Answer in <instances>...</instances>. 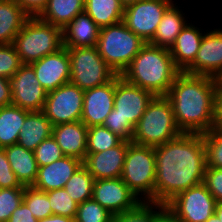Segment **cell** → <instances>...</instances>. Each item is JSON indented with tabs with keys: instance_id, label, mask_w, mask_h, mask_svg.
<instances>
[{
	"instance_id": "cell-1",
	"label": "cell",
	"mask_w": 222,
	"mask_h": 222,
	"mask_svg": "<svg viewBox=\"0 0 222 222\" xmlns=\"http://www.w3.org/2000/svg\"><path fill=\"white\" fill-rule=\"evenodd\" d=\"M154 202L166 205L177 194L204 181L206 150L203 134L182 133L154 147Z\"/></svg>"
},
{
	"instance_id": "cell-2",
	"label": "cell",
	"mask_w": 222,
	"mask_h": 222,
	"mask_svg": "<svg viewBox=\"0 0 222 222\" xmlns=\"http://www.w3.org/2000/svg\"><path fill=\"white\" fill-rule=\"evenodd\" d=\"M217 83L214 77L180 72L168 94L182 133L204 134L214 127Z\"/></svg>"
},
{
	"instance_id": "cell-3",
	"label": "cell",
	"mask_w": 222,
	"mask_h": 222,
	"mask_svg": "<svg viewBox=\"0 0 222 222\" xmlns=\"http://www.w3.org/2000/svg\"><path fill=\"white\" fill-rule=\"evenodd\" d=\"M180 72L169 49L146 43L121 77L158 96L168 94Z\"/></svg>"
},
{
	"instance_id": "cell-4",
	"label": "cell",
	"mask_w": 222,
	"mask_h": 222,
	"mask_svg": "<svg viewBox=\"0 0 222 222\" xmlns=\"http://www.w3.org/2000/svg\"><path fill=\"white\" fill-rule=\"evenodd\" d=\"M180 134L170 99L166 95H158L154 96L136 124L132 142L155 147Z\"/></svg>"
},
{
	"instance_id": "cell-5",
	"label": "cell",
	"mask_w": 222,
	"mask_h": 222,
	"mask_svg": "<svg viewBox=\"0 0 222 222\" xmlns=\"http://www.w3.org/2000/svg\"><path fill=\"white\" fill-rule=\"evenodd\" d=\"M12 45L21 62L31 64L63 47L62 29L38 16H30L15 36Z\"/></svg>"
},
{
	"instance_id": "cell-6",
	"label": "cell",
	"mask_w": 222,
	"mask_h": 222,
	"mask_svg": "<svg viewBox=\"0 0 222 222\" xmlns=\"http://www.w3.org/2000/svg\"><path fill=\"white\" fill-rule=\"evenodd\" d=\"M145 44L121 21L100 28L96 47L114 73L122 75Z\"/></svg>"
},
{
	"instance_id": "cell-7",
	"label": "cell",
	"mask_w": 222,
	"mask_h": 222,
	"mask_svg": "<svg viewBox=\"0 0 222 222\" xmlns=\"http://www.w3.org/2000/svg\"><path fill=\"white\" fill-rule=\"evenodd\" d=\"M156 157L152 146L128 145L121 179L141 201L154 202Z\"/></svg>"
},
{
	"instance_id": "cell-8",
	"label": "cell",
	"mask_w": 222,
	"mask_h": 222,
	"mask_svg": "<svg viewBox=\"0 0 222 222\" xmlns=\"http://www.w3.org/2000/svg\"><path fill=\"white\" fill-rule=\"evenodd\" d=\"M70 57V83L82 90L110 82L116 74L94 47L67 48Z\"/></svg>"
},
{
	"instance_id": "cell-9",
	"label": "cell",
	"mask_w": 222,
	"mask_h": 222,
	"mask_svg": "<svg viewBox=\"0 0 222 222\" xmlns=\"http://www.w3.org/2000/svg\"><path fill=\"white\" fill-rule=\"evenodd\" d=\"M216 204L202 182L177 194L166 208L183 222H206L215 213Z\"/></svg>"
},
{
	"instance_id": "cell-10",
	"label": "cell",
	"mask_w": 222,
	"mask_h": 222,
	"mask_svg": "<svg viewBox=\"0 0 222 222\" xmlns=\"http://www.w3.org/2000/svg\"><path fill=\"white\" fill-rule=\"evenodd\" d=\"M84 90L67 83L48 92L43 113L53 126L81 121Z\"/></svg>"
},
{
	"instance_id": "cell-11",
	"label": "cell",
	"mask_w": 222,
	"mask_h": 222,
	"mask_svg": "<svg viewBox=\"0 0 222 222\" xmlns=\"http://www.w3.org/2000/svg\"><path fill=\"white\" fill-rule=\"evenodd\" d=\"M173 0H139L124 8L123 22L144 42L149 43L156 33L166 10Z\"/></svg>"
},
{
	"instance_id": "cell-12",
	"label": "cell",
	"mask_w": 222,
	"mask_h": 222,
	"mask_svg": "<svg viewBox=\"0 0 222 222\" xmlns=\"http://www.w3.org/2000/svg\"><path fill=\"white\" fill-rule=\"evenodd\" d=\"M12 105L27 111H42L48 92L40 85L30 64H23L9 79Z\"/></svg>"
},
{
	"instance_id": "cell-13",
	"label": "cell",
	"mask_w": 222,
	"mask_h": 222,
	"mask_svg": "<svg viewBox=\"0 0 222 222\" xmlns=\"http://www.w3.org/2000/svg\"><path fill=\"white\" fill-rule=\"evenodd\" d=\"M92 199L114 216L131 210L142 202L121 178L95 180Z\"/></svg>"
},
{
	"instance_id": "cell-14",
	"label": "cell",
	"mask_w": 222,
	"mask_h": 222,
	"mask_svg": "<svg viewBox=\"0 0 222 222\" xmlns=\"http://www.w3.org/2000/svg\"><path fill=\"white\" fill-rule=\"evenodd\" d=\"M154 96L152 92L130 84L121 75H116L114 109L116 114L128 120L134 127Z\"/></svg>"
},
{
	"instance_id": "cell-15",
	"label": "cell",
	"mask_w": 222,
	"mask_h": 222,
	"mask_svg": "<svg viewBox=\"0 0 222 222\" xmlns=\"http://www.w3.org/2000/svg\"><path fill=\"white\" fill-rule=\"evenodd\" d=\"M40 85L51 92L70 82V57L66 47L30 64Z\"/></svg>"
},
{
	"instance_id": "cell-16",
	"label": "cell",
	"mask_w": 222,
	"mask_h": 222,
	"mask_svg": "<svg viewBox=\"0 0 222 222\" xmlns=\"http://www.w3.org/2000/svg\"><path fill=\"white\" fill-rule=\"evenodd\" d=\"M216 78L222 72V29L206 30L195 61L184 71Z\"/></svg>"
},
{
	"instance_id": "cell-17",
	"label": "cell",
	"mask_w": 222,
	"mask_h": 222,
	"mask_svg": "<svg viewBox=\"0 0 222 222\" xmlns=\"http://www.w3.org/2000/svg\"><path fill=\"white\" fill-rule=\"evenodd\" d=\"M116 76L108 83L84 90L81 121L89 128L103 125L114 108Z\"/></svg>"
},
{
	"instance_id": "cell-18",
	"label": "cell",
	"mask_w": 222,
	"mask_h": 222,
	"mask_svg": "<svg viewBox=\"0 0 222 222\" xmlns=\"http://www.w3.org/2000/svg\"><path fill=\"white\" fill-rule=\"evenodd\" d=\"M129 141L99 153H86L83 165L95 180L121 178Z\"/></svg>"
},
{
	"instance_id": "cell-19",
	"label": "cell",
	"mask_w": 222,
	"mask_h": 222,
	"mask_svg": "<svg viewBox=\"0 0 222 222\" xmlns=\"http://www.w3.org/2000/svg\"><path fill=\"white\" fill-rule=\"evenodd\" d=\"M82 164L83 161L77 158L64 156L49 165L40 166L33 187L44 192L64 188Z\"/></svg>"
},
{
	"instance_id": "cell-20",
	"label": "cell",
	"mask_w": 222,
	"mask_h": 222,
	"mask_svg": "<svg viewBox=\"0 0 222 222\" xmlns=\"http://www.w3.org/2000/svg\"><path fill=\"white\" fill-rule=\"evenodd\" d=\"M87 129L82 121L53 126L52 136L65 156L84 161L87 151Z\"/></svg>"
},
{
	"instance_id": "cell-21",
	"label": "cell",
	"mask_w": 222,
	"mask_h": 222,
	"mask_svg": "<svg viewBox=\"0 0 222 222\" xmlns=\"http://www.w3.org/2000/svg\"><path fill=\"white\" fill-rule=\"evenodd\" d=\"M202 31L192 23H187L176 38L170 53L175 66L184 72L194 61L204 36Z\"/></svg>"
},
{
	"instance_id": "cell-22",
	"label": "cell",
	"mask_w": 222,
	"mask_h": 222,
	"mask_svg": "<svg viewBox=\"0 0 222 222\" xmlns=\"http://www.w3.org/2000/svg\"><path fill=\"white\" fill-rule=\"evenodd\" d=\"M100 27L84 11L62 29L63 46L66 48L94 47L97 44Z\"/></svg>"
},
{
	"instance_id": "cell-23",
	"label": "cell",
	"mask_w": 222,
	"mask_h": 222,
	"mask_svg": "<svg viewBox=\"0 0 222 222\" xmlns=\"http://www.w3.org/2000/svg\"><path fill=\"white\" fill-rule=\"evenodd\" d=\"M11 169L22 186H33L38 174L34 151L13 144L4 148Z\"/></svg>"
},
{
	"instance_id": "cell-24",
	"label": "cell",
	"mask_w": 222,
	"mask_h": 222,
	"mask_svg": "<svg viewBox=\"0 0 222 222\" xmlns=\"http://www.w3.org/2000/svg\"><path fill=\"white\" fill-rule=\"evenodd\" d=\"M176 5L177 3H173L166 10L158 24L154 38L149 42L150 44L169 50L174 45L177 36L189 22L180 6Z\"/></svg>"
},
{
	"instance_id": "cell-25",
	"label": "cell",
	"mask_w": 222,
	"mask_h": 222,
	"mask_svg": "<svg viewBox=\"0 0 222 222\" xmlns=\"http://www.w3.org/2000/svg\"><path fill=\"white\" fill-rule=\"evenodd\" d=\"M52 130L53 125L43 111H31L21 127L18 144L34 151L42 141L52 136Z\"/></svg>"
},
{
	"instance_id": "cell-26",
	"label": "cell",
	"mask_w": 222,
	"mask_h": 222,
	"mask_svg": "<svg viewBox=\"0 0 222 222\" xmlns=\"http://www.w3.org/2000/svg\"><path fill=\"white\" fill-rule=\"evenodd\" d=\"M29 17L16 0H0V45L12 44Z\"/></svg>"
},
{
	"instance_id": "cell-27",
	"label": "cell",
	"mask_w": 222,
	"mask_h": 222,
	"mask_svg": "<svg viewBox=\"0 0 222 222\" xmlns=\"http://www.w3.org/2000/svg\"><path fill=\"white\" fill-rule=\"evenodd\" d=\"M85 0H48L38 17L63 29L77 15L84 12Z\"/></svg>"
},
{
	"instance_id": "cell-28",
	"label": "cell",
	"mask_w": 222,
	"mask_h": 222,
	"mask_svg": "<svg viewBox=\"0 0 222 222\" xmlns=\"http://www.w3.org/2000/svg\"><path fill=\"white\" fill-rule=\"evenodd\" d=\"M29 112L12 104L0 107V148L18 143L21 127Z\"/></svg>"
},
{
	"instance_id": "cell-29",
	"label": "cell",
	"mask_w": 222,
	"mask_h": 222,
	"mask_svg": "<svg viewBox=\"0 0 222 222\" xmlns=\"http://www.w3.org/2000/svg\"><path fill=\"white\" fill-rule=\"evenodd\" d=\"M84 11L100 28L119 23L124 16L120 0H85Z\"/></svg>"
},
{
	"instance_id": "cell-30",
	"label": "cell",
	"mask_w": 222,
	"mask_h": 222,
	"mask_svg": "<svg viewBox=\"0 0 222 222\" xmlns=\"http://www.w3.org/2000/svg\"><path fill=\"white\" fill-rule=\"evenodd\" d=\"M94 181V177L82 164L67 181L64 188L76 203L81 204L92 199Z\"/></svg>"
},
{
	"instance_id": "cell-31",
	"label": "cell",
	"mask_w": 222,
	"mask_h": 222,
	"mask_svg": "<svg viewBox=\"0 0 222 222\" xmlns=\"http://www.w3.org/2000/svg\"><path fill=\"white\" fill-rule=\"evenodd\" d=\"M122 141V138L108 128L102 125L92 126L87 129L86 153H99L119 145Z\"/></svg>"
},
{
	"instance_id": "cell-32",
	"label": "cell",
	"mask_w": 222,
	"mask_h": 222,
	"mask_svg": "<svg viewBox=\"0 0 222 222\" xmlns=\"http://www.w3.org/2000/svg\"><path fill=\"white\" fill-rule=\"evenodd\" d=\"M159 203L142 201L135 208L113 217L112 222H158Z\"/></svg>"
},
{
	"instance_id": "cell-33",
	"label": "cell",
	"mask_w": 222,
	"mask_h": 222,
	"mask_svg": "<svg viewBox=\"0 0 222 222\" xmlns=\"http://www.w3.org/2000/svg\"><path fill=\"white\" fill-rule=\"evenodd\" d=\"M23 201L37 220L52 215L48 195L42 190L36 189L33 186H25Z\"/></svg>"
},
{
	"instance_id": "cell-34",
	"label": "cell",
	"mask_w": 222,
	"mask_h": 222,
	"mask_svg": "<svg viewBox=\"0 0 222 222\" xmlns=\"http://www.w3.org/2000/svg\"><path fill=\"white\" fill-rule=\"evenodd\" d=\"M206 167L222 169V128L213 127L203 134Z\"/></svg>"
},
{
	"instance_id": "cell-35",
	"label": "cell",
	"mask_w": 222,
	"mask_h": 222,
	"mask_svg": "<svg viewBox=\"0 0 222 222\" xmlns=\"http://www.w3.org/2000/svg\"><path fill=\"white\" fill-rule=\"evenodd\" d=\"M46 193L52 214L75 218L79 204L69 196L65 188L50 190Z\"/></svg>"
},
{
	"instance_id": "cell-36",
	"label": "cell",
	"mask_w": 222,
	"mask_h": 222,
	"mask_svg": "<svg viewBox=\"0 0 222 222\" xmlns=\"http://www.w3.org/2000/svg\"><path fill=\"white\" fill-rule=\"evenodd\" d=\"M114 215L94 199L78 205L75 222H112Z\"/></svg>"
},
{
	"instance_id": "cell-37",
	"label": "cell",
	"mask_w": 222,
	"mask_h": 222,
	"mask_svg": "<svg viewBox=\"0 0 222 222\" xmlns=\"http://www.w3.org/2000/svg\"><path fill=\"white\" fill-rule=\"evenodd\" d=\"M25 188L0 189V222H7L12 213L23 202Z\"/></svg>"
},
{
	"instance_id": "cell-38",
	"label": "cell",
	"mask_w": 222,
	"mask_h": 222,
	"mask_svg": "<svg viewBox=\"0 0 222 222\" xmlns=\"http://www.w3.org/2000/svg\"><path fill=\"white\" fill-rule=\"evenodd\" d=\"M34 155L38 167L49 165L65 156L53 136L42 141L34 150Z\"/></svg>"
},
{
	"instance_id": "cell-39",
	"label": "cell",
	"mask_w": 222,
	"mask_h": 222,
	"mask_svg": "<svg viewBox=\"0 0 222 222\" xmlns=\"http://www.w3.org/2000/svg\"><path fill=\"white\" fill-rule=\"evenodd\" d=\"M23 65L12 44L0 45V76L11 78Z\"/></svg>"
},
{
	"instance_id": "cell-40",
	"label": "cell",
	"mask_w": 222,
	"mask_h": 222,
	"mask_svg": "<svg viewBox=\"0 0 222 222\" xmlns=\"http://www.w3.org/2000/svg\"><path fill=\"white\" fill-rule=\"evenodd\" d=\"M111 132L118 135L125 141H132L135 127L128 121L121 118L116 114V110L113 108L108 117L104 120L103 125Z\"/></svg>"
},
{
	"instance_id": "cell-41",
	"label": "cell",
	"mask_w": 222,
	"mask_h": 222,
	"mask_svg": "<svg viewBox=\"0 0 222 222\" xmlns=\"http://www.w3.org/2000/svg\"><path fill=\"white\" fill-rule=\"evenodd\" d=\"M25 188L10 167L4 148H0V189Z\"/></svg>"
},
{
	"instance_id": "cell-42",
	"label": "cell",
	"mask_w": 222,
	"mask_h": 222,
	"mask_svg": "<svg viewBox=\"0 0 222 222\" xmlns=\"http://www.w3.org/2000/svg\"><path fill=\"white\" fill-rule=\"evenodd\" d=\"M203 183L216 202H222V169L206 167Z\"/></svg>"
},
{
	"instance_id": "cell-43",
	"label": "cell",
	"mask_w": 222,
	"mask_h": 222,
	"mask_svg": "<svg viewBox=\"0 0 222 222\" xmlns=\"http://www.w3.org/2000/svg\"><path fill=\"white\" fill-rule=\"evenodd\" d=\"M7 222H38V220L33 216L29 207L23 201L12 213Z\"/></svg>"
},
{
	"instance_id": "cell-44",
	"label": "cell",
	"mask_w": 222,
	"mask_h": 222,
	"mask_svg": "<svg viewBox=\"0 0 222 222\" xmlns=\"http://www.w3.org/2000/svg\"><path fill=\"white\" fill-rule=\"evenodd\" d=\"M29 16H38L46 7L48 0H16Z\"/></svg>"
},
{
	"instance_id": "cell-45",
	"label": "cell",
	"mask_w": 222,
	"mask_h": 222,
	"mask_svg": "<svg viewBox=\"0 0 222 222\" xmlns=\"http://www.w3.org/2000/svg\"><path fill=\"white\" fill-rule=\"evenodd\" d=\"M12 104V92L9 78L0 76V107Z\"/></svg>"
},
{
	"instance_id": "cell-46",
	"label": "cell",
	"mask_w": 222,
	"mask_h": 222,
	"mask_svg": "<svg viewBox=\"0 0 222 222\" xmlns=\"http://www.w3.org/2000/svg\"><path fill=\"white\" fill-rule=\"evenodd\" d=\"M214 127L222 128V90L216 92Z\"/></svg>"
},
{
	"instance_id": "cell-47",
	"label": "cell",
	"mask_w": 222,
	"mask_h": 222,
	"mask_svg": "<svg viewBox=\"0 0 222 222\" xmlns=\"http://www.w3.org/2000/svg\"><path fill=\"white\" fill-rule=\"evenodd\" d=\"M158 222H183L178 219L171 211L166 208V205L159 203V217Z\"/></svg>"
},
{
	"instance_id": "cell-48",
	"label": "cell",
	"mask_w": 222,
	"mask_h": 222,
	"mask_svg": "<svg viewBox=\"0 0 222 222\" xmlns=\"http://www.w3.org/2000/svg\"><path fill=\"white\" fill-rule=\"evenodd\" d=\"M38 222H75V218L52 214L49 217L39 219Z\"/></svg>"
},
{
	"instance_id": "cell-49",
	"label": "cell",
	"mask_w": 222,
	"mask_h": 222,
	"mask_svg": "<svg viewBox=\"0 0 222 222\" xmlns=\"http://www.w3.org/2000/svg\"><path fill=\"white\" fill-rule=\"evenodd\" d=\"M215 214L219 217L222 222V202H218L215 207Z\"/></svg>"
},
{
	"instance_id": "cell-50",
	"label": "cell",
	"mask_w": 222,
	"mask_h": 222,
	"mask_svg": "<svg viewBox=\"0 0 222 222\" xmlns=\"http://www.w3.org/2000/svg\"><path fill=\"white\" fill-rule=\"evenodd\" d=\"M139 0H120L121 5L126 8L132 4H135L136 2H138Z\"/></svg>"
},
{
	"instance_id": "cell-51",
	"label": "cell",
	"mask_w": 222,
	"mask_h": 222,
	"mask_svg": "<svg viewBox=\"0 0 222 222\" xmlns=\"http://www.w3.org/2000/svg\"><path fill=\"white\" fill-rule=\"evenodd\" d=\"M215 79L217 83V90H222V72Z\"/></svg>"
},
{
	"instance_id": "cell-52",
	"label": "cell",
	"mask_w": 222,
	"mask_h": 222,
	"mask_svg": "<svg viewBox=\"0 0 222 222\" xmlns=\"http://www.w3.org/2000/svg\"><path fill=\"white\" fill-rule=\"evenodd\" d=\"M206 222H221L219 217L214 213Z\"/></svg>"
}]
</instances>
